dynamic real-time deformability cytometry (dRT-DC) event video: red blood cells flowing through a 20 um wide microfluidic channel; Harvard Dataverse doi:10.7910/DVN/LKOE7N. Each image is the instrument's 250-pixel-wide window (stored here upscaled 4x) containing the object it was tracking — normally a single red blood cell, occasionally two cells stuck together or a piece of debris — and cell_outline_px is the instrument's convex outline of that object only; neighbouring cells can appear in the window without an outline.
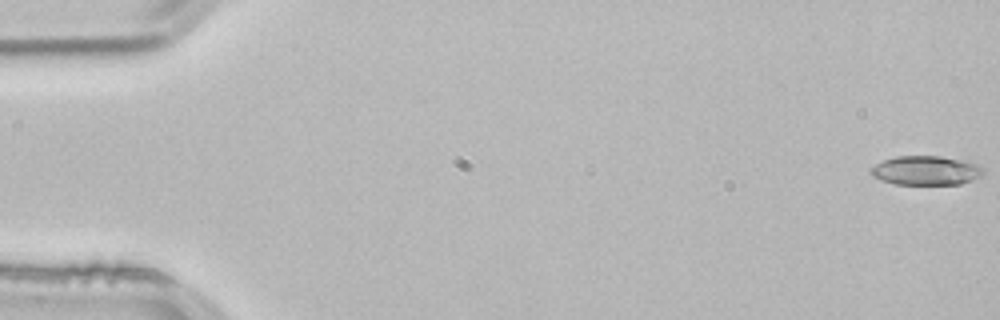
{"species": "common noctule bat (a hibernating species)", "species_latin": "Nyctalus noctula", "temperature_condition": "room temperature", "stored_images_in_passage": 53, "camera_frame_rate_fps": 3000, "um_per_image_px": 0.085, "animal": {"sex": "male", "body_mass_g": 21.5, "forearm_length_mm": 52.0}, "frame": {"image": 1, "passage_image": 1, "time_ms": 0.0, "image_size_px": [1000, 320], "cell_outline_px": [[984, 172], [980, 176], [972, 180], [960, 184], [896, 184], [880, 180], [872, 176], [868, 172], [876, 164], [884, 160], [896, 156], [940, 156], [968, 160], [984, 168]], "centroid_in_image_um": [78.72, 14.48], "position_along_channel_um": 6.3, "area_um2": 19.25}}
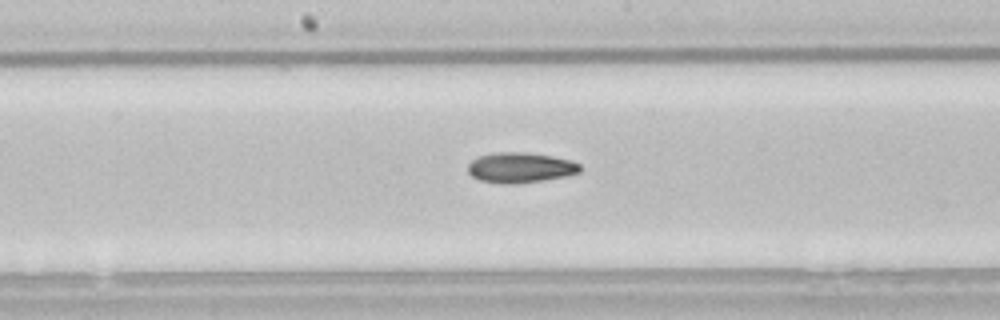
{"frame": {"image": 2, "passage_image": 28, "time_ms": 9.0, "image_size_px": [1000, 320], "cell_outline_px": [[580, 172], [564, 176], [544, 180], [516, 184], [504, 184], [480, 180], [472, 176], [468, 172], [468, 164], [476, 156], [496, 152], [528, 152], [552, 156], [572, 160], [580, 164]], "centroid_in_image_um": [44.21, 14.24], "position_along_channel_um": 204.0, "area_um2": 19.94}}
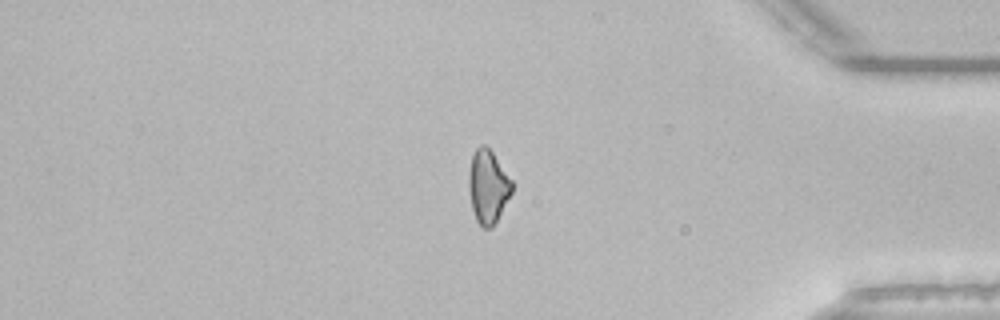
{"frame": {"image": 3, "passage_image": 45, "time_ms": 14.667, "image_size_px": [1000, 320], "cell_outline_px": [[512, 192], [492, 228], [484, 228], [476, 220], [472, 208], [468, 188], [468, 172], [472, 156], [476, 148], [480, 144], [484, 144], [492, 152], [512, 180]], "centroid_in_image_um": [41.46, 15.85], "position_along_channel_um": 393.7, "area_um2": 18.32}}